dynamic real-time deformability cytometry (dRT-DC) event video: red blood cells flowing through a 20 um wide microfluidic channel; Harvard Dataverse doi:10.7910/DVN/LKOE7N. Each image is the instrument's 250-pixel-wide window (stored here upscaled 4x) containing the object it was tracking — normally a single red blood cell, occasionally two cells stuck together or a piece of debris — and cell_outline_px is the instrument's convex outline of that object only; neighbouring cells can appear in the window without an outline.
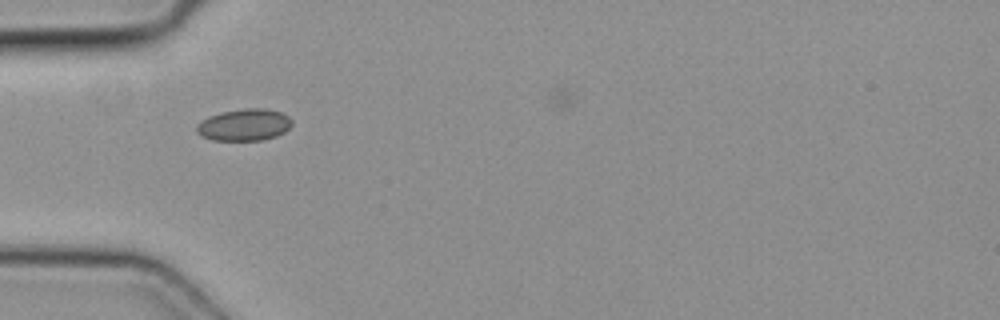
{"species": "common noctule bat (a hibernating species)", "species_latin": "Nyctalus noctula", "temperature_condition": "cold", "stored_images_in_passage": 2, "camera_frame_rate_fps": 3000, "um_per_image_px": 0.085, "animal": {"sex": "female", "body_mass_g": 19.3, "forearm_length_mm": 54.1}, "frame": {"image": 1, "passage_image": 2, "time_ms": 0.333, "image_size_px": [1000, 320], "cell_outline_px": [[292, 124], [284, 132], [276, 136], [260, 140], [212, 140], [200, 136], [196, 132], [196, 124], [200, 120], [208, 116], [220, 112], [244, 108], [264, 108], [280, 112], [288, 116], [292, 120]], "centroid_in_image_um": [20.71, 10.6], "position_along_channel_um": 64.3, "area_um2": 17.86}}